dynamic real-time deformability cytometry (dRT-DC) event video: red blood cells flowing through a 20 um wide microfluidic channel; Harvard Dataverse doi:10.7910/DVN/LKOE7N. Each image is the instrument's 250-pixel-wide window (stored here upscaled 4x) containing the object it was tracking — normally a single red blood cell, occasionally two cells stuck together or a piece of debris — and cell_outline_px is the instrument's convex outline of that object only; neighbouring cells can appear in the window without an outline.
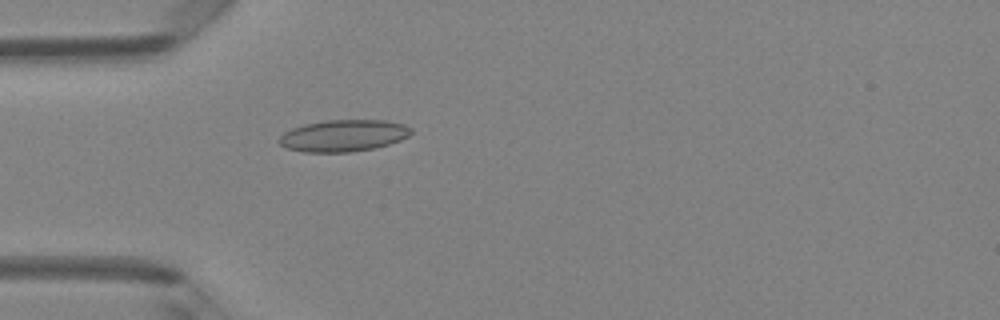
{"species": "Egyptian fruit bat (a non-hibernating species)", "species_latin": "Rousettus aegyptiacus", "temperature_condition": "room temperature", "stored_images_in_passage": 46, "camera_frame_rate_fps": 3000, "um_per_image_px": 0.085, "animal": {"sex": "female"}, "frame": {"image": 1, "passage_image": 12, "time_ms": 3.667, "image_size_px": [1000, 320], "cell_outline_px": [[412, 132], [408, 136], [400, 140], [376, 148], [352, 152], [304, 152], [288, 148], [280, 144], [276, 140], [284, 132], [292, 128], [304, 124], [324, 120], [384, 120], [404, 124], [412, 128]], "centroid_in_image_um": [29.19, 11.53], "position_along_channel_um": 55.8, "area_um2": 24.57}}
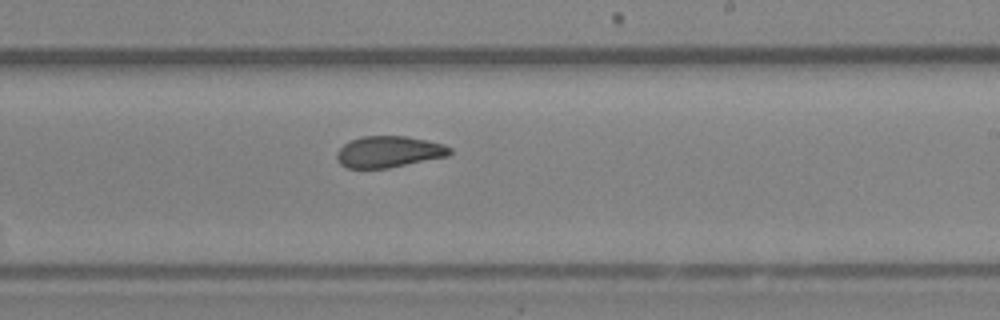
{"frame": {"image": 2, "passage_image": 27, "time_ms": 8.667, "image_size_px": [1000, 320], "cell_outline_px": [[452, 152], [448, 156], [388, 168], [348, 168], [340, 164], [336, 156], [336, 152], [344, 144], [352, 140], [364, 136], [404, 136], [444, 144], [452, 148]], "centroid_in_image_um": [33.05, 12.9], "position_along_channel_um": 255.9, "area_um2": 20.52}}
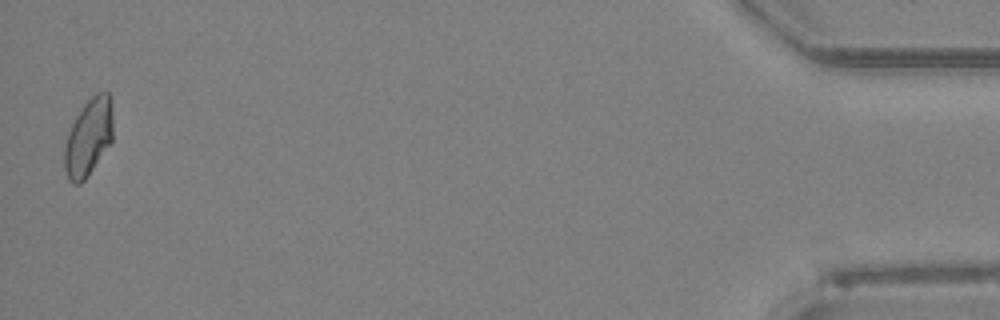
{"frame": {"image": 3, "passage_image": 46, "time_ms": 15.0, "image_size_px": [1000, 320], "cell_outline_px": [[112, 140], [88, 176], [80, 184], [72, 184], [68, 180], [64, 168], [64, 148], [68, 132], [76, 116], [84, 104], [96, 92], [108, 92], [112, 96]], "centroid_in_image_um": [7.52, 11.67], "position_along_channel_um": 427.7, "area_um2": 21.96}, "authors_computed_cell_mechanics": {"area_um2": 21.6461, "velocity_mm_per_s": 4.1322, "shape_relaxation_time_tau1_ms": null, "shape_relaxation_time_tau2_ms": 2.195, "deformation_change_tau1": null, "deformation_change_tau2": 0.0783}}